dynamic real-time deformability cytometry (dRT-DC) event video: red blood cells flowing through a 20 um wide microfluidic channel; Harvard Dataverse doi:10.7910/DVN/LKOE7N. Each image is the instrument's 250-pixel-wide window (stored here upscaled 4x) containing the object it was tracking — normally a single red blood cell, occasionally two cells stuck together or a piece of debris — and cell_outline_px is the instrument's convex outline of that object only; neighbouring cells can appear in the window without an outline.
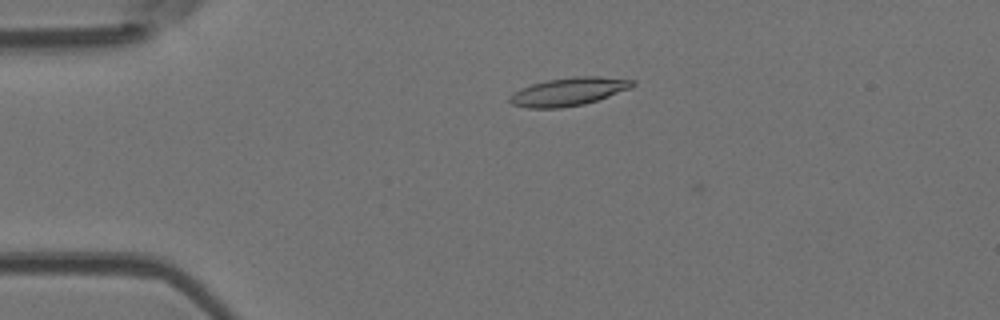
{"species": "Egyptian fruit bat (a non-hibernating species)", "species_latin": "Rousettus aegyptiacus", "temperature_condition": "room temperature", "stored_images_in_passage": 8, "camera_frame_rate_fps": 3000, "um_per_image_px": 0.085, "animal": {"sex": "female"}, "frame": {"image": 1, "passage_image": 5, "time_ms": 1.333, "image_size_px": [1000, 320], "cell_outline_px": [[636, 84], [632, 88], [584, 104], [560, 108], [528, 108], [512, 104], [508, 100], [508, 96], [512, 92], [520, 88], [532, 84], [548, 80], [572, 76], [600, 76], [636, 80]], "centroid_in_image_um": [48.33, 7.78], "position_along_channel_um": 36.7, "area_um2": 20.29}}